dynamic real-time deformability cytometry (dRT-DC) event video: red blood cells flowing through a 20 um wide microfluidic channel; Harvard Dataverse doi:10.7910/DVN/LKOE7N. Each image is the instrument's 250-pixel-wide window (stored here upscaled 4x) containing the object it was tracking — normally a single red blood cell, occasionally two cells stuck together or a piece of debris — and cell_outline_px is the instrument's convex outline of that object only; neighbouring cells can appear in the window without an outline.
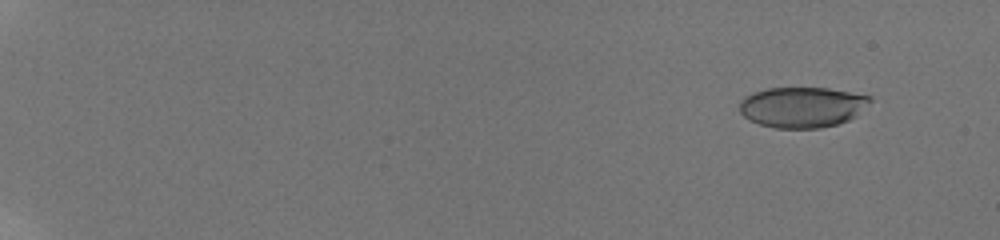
{"species": "human", "species_latin": "Homo sapiens", "temperature_condition": "room temperature", "stored_images_in_passage": 24, "camera_frame_rate_fps": 3000, "um_per_image_px": 0.085, "donor": {"sex": "male"}, "frame": {"image": 1, "passage_image": 4, "time_ms": 1.0, "image_size_px": [1000, 240], "cell_outline_px": [[872, 100], [856, 116], [848, 120], [836, 124], [820, 128], [776, 128], [760, 124], [744, 116], [740, 112], [740, 100], [744, 96], [752, 92], [768, 88], [828, 88], [872, 96]], "centroid_in_image_um": [68.19, 9.09], "position_along_channel_um": 16.8, "area_um2": 30.81}}
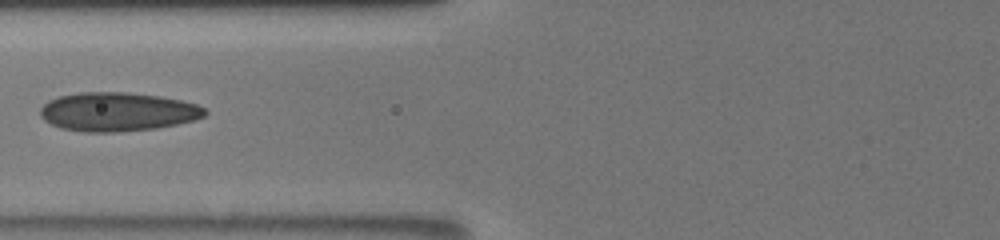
{"frame": {"image": 2, "passage_image": 19, "time_ms": 6.0, "image_size_px": [1000, 240], "cell_outline_px": [[208, 112], [204, 116], [192, 120], [176, 124], [156, 128], [116, 132], [84, 132], [60, 128], [44, 120], [40, 116], [40, 108], [48, 100], [60, 96], [80, 92], [128, 92], [160, 96], [180, 100], [196, 104], [204, 108]], "centroid_in_image_um": [9.96, 9.5], "position_along_channel_um": 115.8, "area_um2": 37.22}}
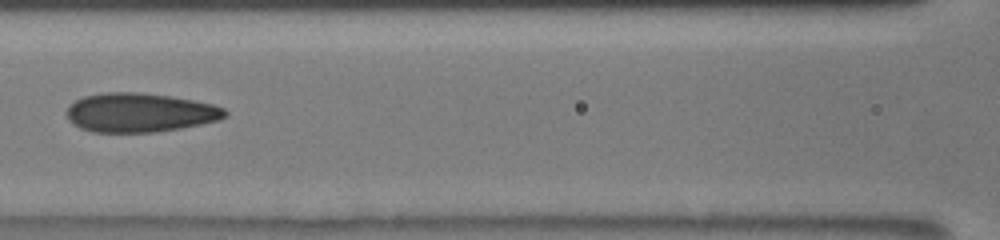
{"frame": {"image": 3, "passage_image": 21, "time_ms": 6.667, "image_size_px": [1000, 240], "cell_outline_px": [[228, 116], [220, 120], [180, 128], [156, 132], [92, 132], [80, 128], [72, 124], [68, 120], [64, 112], [76, 100], [84, 96], [104, 92], [140, 92], [168, 96], [192, 100], [212, 104], [224, 108], [228, 112]], "centroid_in_image_um": [11.87, 9.57], "position_along_channel_um": 154.7, "area_um2": 36.18}}